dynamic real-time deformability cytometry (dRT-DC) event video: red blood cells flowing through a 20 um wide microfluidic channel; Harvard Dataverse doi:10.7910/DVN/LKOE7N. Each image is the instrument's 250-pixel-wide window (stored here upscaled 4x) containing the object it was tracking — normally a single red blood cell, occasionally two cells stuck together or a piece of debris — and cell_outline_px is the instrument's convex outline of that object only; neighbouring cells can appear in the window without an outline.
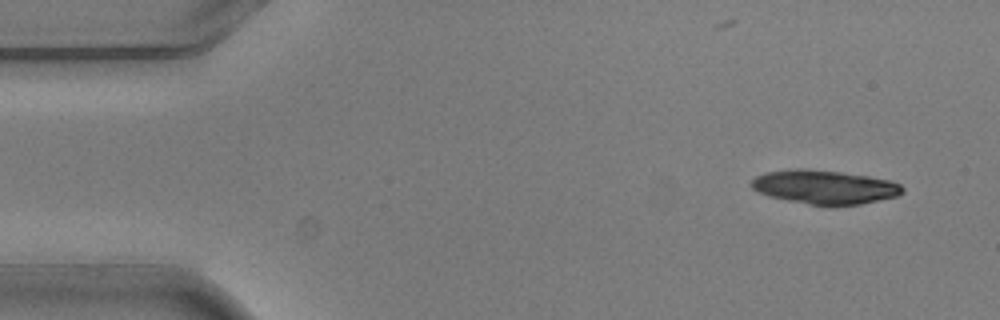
{"species": "common noctule bat (a hibernating species)", "species_latin": "Nyctalus noctula", "temperature_condition": "warm", "stored_images_in_passage": 7, "camera_frame_rate_fps": 3000, "um_per_image_px": 0.085, "animal": {"sex": "male", "body_mass_g": 20.5, "forearm_length_mm": 52.5}, "frame": {"image": 1, "passage_image": 1, "time_ms": 0.0, "image_size_px": [1000, 320], "cell_outline_px": [[904, 192], [896, 196], [860, 204], [828, 208], [768, 196], [756, 192], [748, 184], [756, 176], [764, 172], [788, 168], [804, 168], [840, 172], [868, 176], [888, 180], [900, 184], [904, 188]], "centroid_in_image_um": [70.03, 15.91], "position_along_channel_um": 15.0, "area_um2": 30.46}}
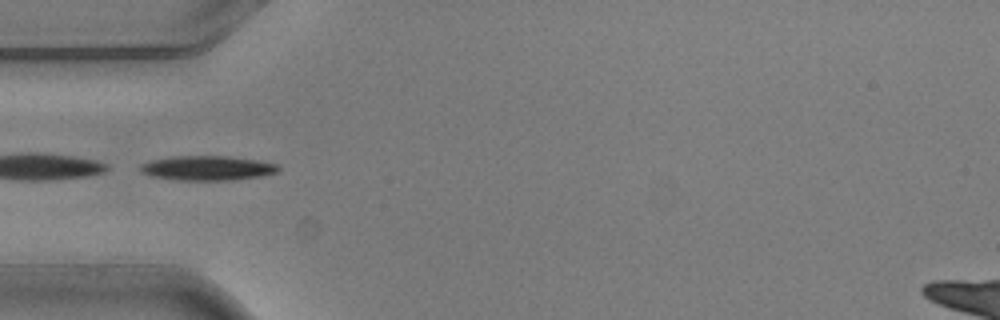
{"frame": {"image": 2, "passage_image": 5, "time_ms": 1.333, "image_size_px": [1000, 320], "cell_outline_px": [[280, 168], [276, 172], [260, 176], [232, 180], [176, 180], [152, 176], [140, 172], [140, 164], [152, 160], [172, 156], [228, 156], [256, 160], [276, 164]], "centroid_in_image_um": [17.58, 14.28], "position_along_channel_um": 67.4, "area_um2": 19.65}}
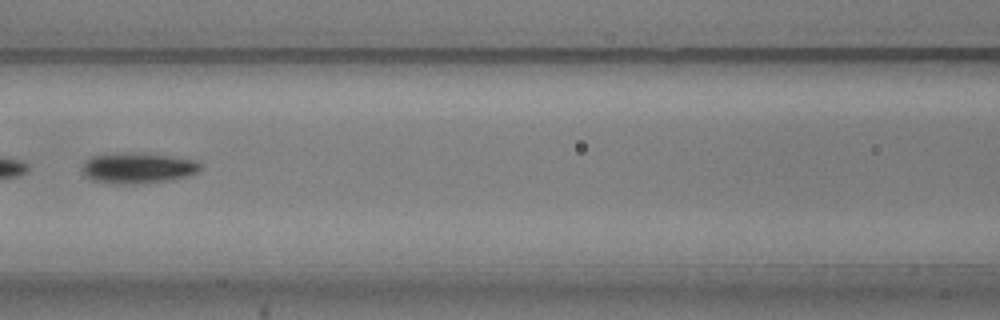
{"frame": {"image": 3, "passage_image": 7, "time_ms": 2.0, "image_size_px": [1000, 320], "cell_outline_px": [[204, 164], [196, 172], [188, 176], [172, 180], [136, 184], [116, 184], [92, 180], [84, 176], [84, 160], [92, 156], [128, 152], [136, 152], [172, 156], [196, 160]], "centroid_in_image_um": [11.75, 14.28], "position_along_channel_um": 154.8, "area_um2": 21.33}}